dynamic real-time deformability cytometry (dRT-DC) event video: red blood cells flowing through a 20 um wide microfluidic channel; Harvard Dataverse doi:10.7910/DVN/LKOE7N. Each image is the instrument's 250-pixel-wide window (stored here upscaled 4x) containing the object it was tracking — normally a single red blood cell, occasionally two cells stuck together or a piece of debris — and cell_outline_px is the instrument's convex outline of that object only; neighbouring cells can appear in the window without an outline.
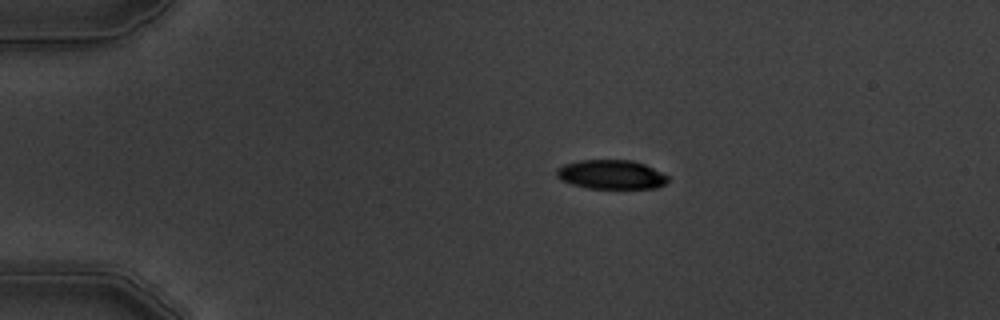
{"species": "common noctule bat (a hibernating species)", "species_latin": "Nyctalus noctula", "temperature_condition": "warm", "stored_images_in_passage": 5, "camera_frame_rate_fps": 3000, "um_per_image_px": 0.085, "animal": {"sex": "male", "body_mass_g": 19.5, "forearm_length_mm": 54.6}, "frame": {"image": 1, "passage_image": 1, "time_ms": 0.0, "image_size_px": [1000, 320], "cell_outline_px": [[668, 180], [664, 184], [656, 188], [588, 188], [572, 184], [560, 180], [556, 176], [556, 168], [564, 164], [580, 160], [632, 160], [644, 164], [668, 176]], "centroid_in_image_um": [51.91, 14.83], "position_along_channel_um": 33.1, "area_um2": 18.84}}
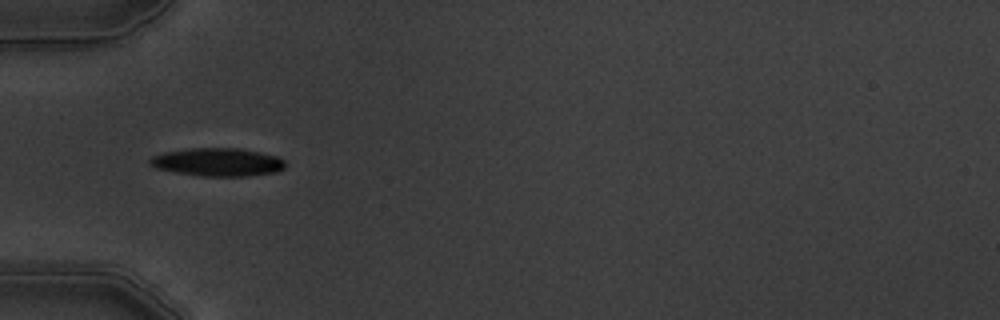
{"frame": {"image": 2, "passage_image": 3, "time_ms": 2.333, "image_size_px": [1000, 320], "cell_outline_px": [[284, 168], [276, 172], [248, 176], [200, 176], [176, 172], [156, 168], [148, 164], [148, 160], [152, 156], [164, 152], [188, 148], [240, 148], [276, 156], [284, 160]], "centroid_in_image_um": [18.47, 13.78], "position_along_channel_um": 66.5, "area_um2": 22.2}}